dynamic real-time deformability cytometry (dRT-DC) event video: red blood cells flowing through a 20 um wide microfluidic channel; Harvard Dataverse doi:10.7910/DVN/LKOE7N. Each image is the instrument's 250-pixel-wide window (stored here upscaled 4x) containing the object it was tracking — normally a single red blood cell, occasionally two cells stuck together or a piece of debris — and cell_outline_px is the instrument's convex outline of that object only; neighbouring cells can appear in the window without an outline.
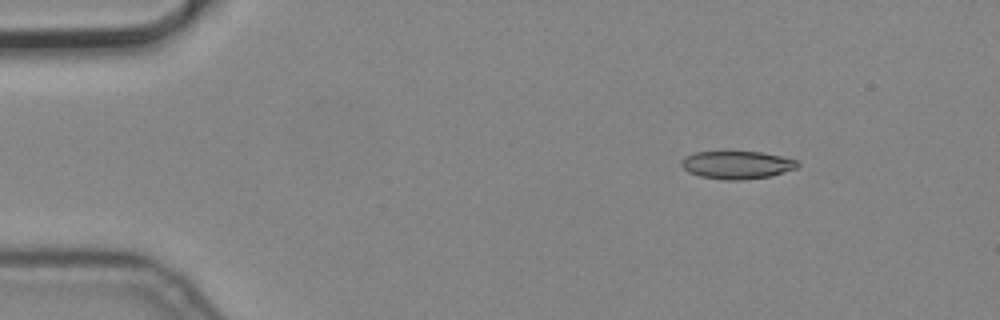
{"species": "common noctule bat (a hibernating species)", "species_latin": "Nyctalus noctula", "temperature_condition": "cold", "stored_images_in_passage": 3, "camera_frame_rate_fps": 3000, "um_per_image_px": 0.085, "animal": {"sex": "male", "body_mass_g": 19.2, "forearm_length_mm": 51.8}, "frame": {"image": 1, "passage_image": 1, "time_ms": 0.0, "image_size_px": [1000, 320], "cell_outline_px": [[800, 164], [796, 168], [772, 176], [740, 180], [724, 180], [700, 176], [688, 172], [680, 164], [680, 160], [684, 156], [696, 152], [760, 152], [780, 156], [796, 160]], "centroid_in_image_um": [62.61, 14.02], "position_along_channel_um": 22.4, "area_um2": 18.84}}
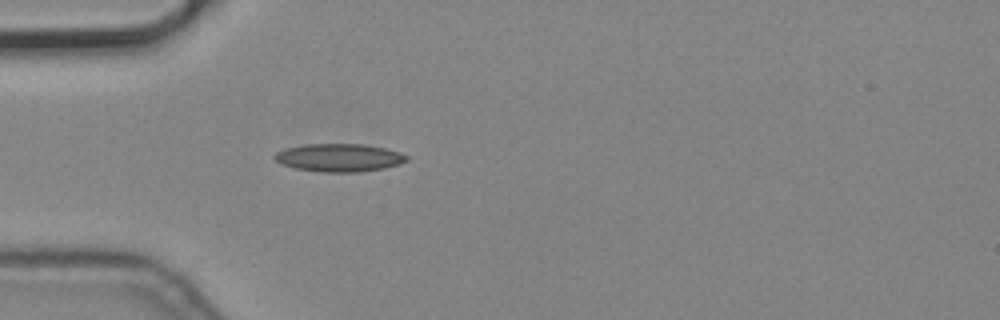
{"frame": {"image": 2, "passage_image": 3, "time_ms": 0.667, "image_size_px": [1000, 320], "cell_outline_px": [[408, 160], [400, 164], [384, 168], [360, 172], [324, 172], [296, 168], [280, 164], [272, 156], [276, 152], [284, 148], [304, 144], [364, 144], [384, 148], [400, 152], [408, 156]], "centroid_in_image_um": [28.82, 13.4], "position_along_channel_um": 56.2, "area_um2": 21.62}}